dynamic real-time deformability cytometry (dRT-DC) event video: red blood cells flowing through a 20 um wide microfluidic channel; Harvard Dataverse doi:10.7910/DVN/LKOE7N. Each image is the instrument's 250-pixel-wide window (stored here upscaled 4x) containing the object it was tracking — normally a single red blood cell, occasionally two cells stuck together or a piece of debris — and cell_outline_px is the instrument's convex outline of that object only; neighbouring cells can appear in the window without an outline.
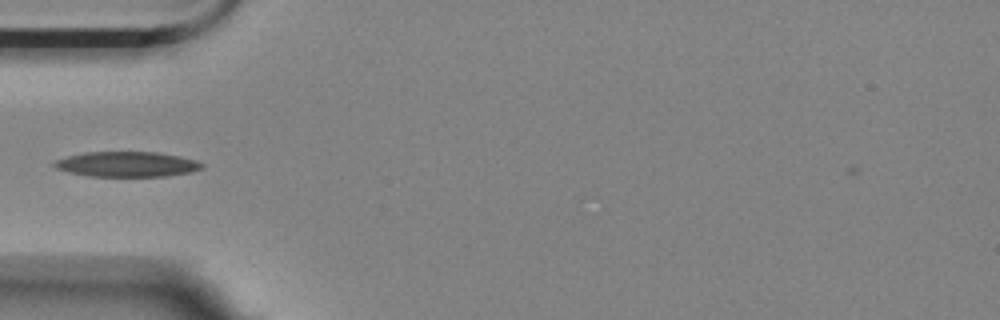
{"species": "Egyptian fruit bat (a non-hibernating species)", "species_latin": "Rousettus aegyptiacus", "temperature_condition": "room temperature", "stored_images_in_passage": 27, "camera_frame_rate_fps": 3000, "um_per_image_px": 0.085, "animal": {"sex": "female"}, "frame": {"image": 1, "passage_image": 5, "time_ms": 1.333, "image_size_px": [1000, 320], "cell_outline_px": [[204, 168], [192, 172], [168, 176], [88, 176], [68, 172], [56, 168], [52, 164], [56, 160], [68, 156], [84, 152], [156, 152], [180, 156], [196, 160], [204, 164]], "centroid_in_image_um": [10.82, 13.96], "position_along_channel_um": 74.2, "area_um2": 21.73}}
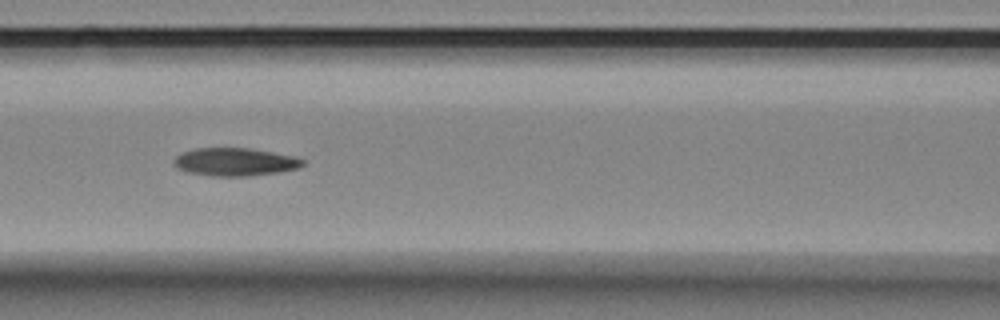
{"frame": {"image": 2, "passage_image": 11, "time_ms": 3.333, "image_size_px": [1000, 320], "cell_outline_px": [[304, 164], [300, 168], [280, 172], [248, 176], [212, 176], [188, 172], [172, 164], [172, 160], [176, 156], [184, 152], [196, 148], [248, 148], [272, 152], [292, 156], [304, 160]], "centroid_in_image_um": [19.98, 13.77], "position_along_channel_um": 146.6, "area_um2": 20.92}}
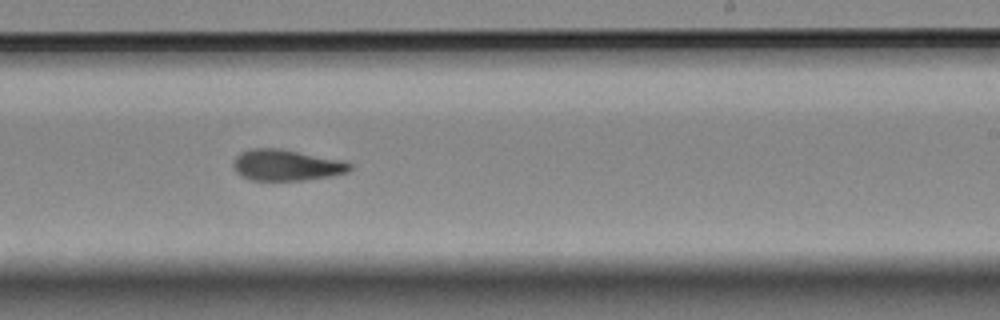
{"frame": {"image": 3, "passage_image": 21, "time_ms": 6.667, "image_size_px": [1000, 320], "cell_outline_px": [[352, 168], [348, 172], [328, 176], [300, 180], [248, 180], [236, 172], [232, 164], [236, 156], [240, 152], [252, 148], [280, 148], [340, 160], [352, 164]], "centroid_in_image_um": [24.29, 14.03], "position_along_channel_um": 264.7, "area_um2": 20.98}}